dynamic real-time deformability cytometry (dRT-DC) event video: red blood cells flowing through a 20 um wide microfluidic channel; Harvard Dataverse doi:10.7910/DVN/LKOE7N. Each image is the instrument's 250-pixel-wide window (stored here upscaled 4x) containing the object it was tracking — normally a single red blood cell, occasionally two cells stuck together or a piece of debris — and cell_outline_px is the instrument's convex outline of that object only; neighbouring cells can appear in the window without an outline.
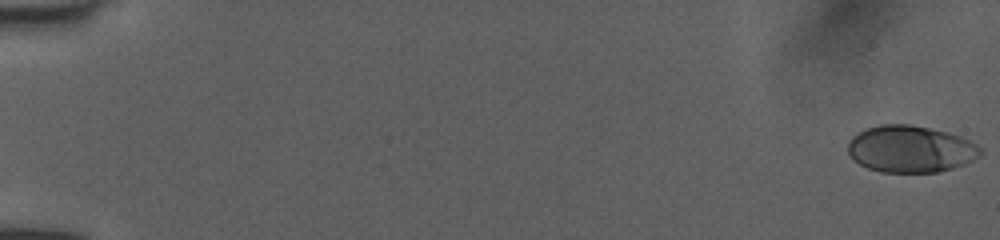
{"species": "human", "species_latin": "Homo sapiens", "temperature_condition": "room temperature", "stored_images_in_passage": 12, "camera_frame_rate_fps": 3000, "um_per_image_px": 0.085, "donor": {"sex": "female"}, "frame": {"image": 1, "passage_image": 1, "time_ms": 0.0, "image_size_px": [1000, 240], "cell_outline_px": [[980, 156], [964, 164], [952, 168], [936, 172], [880, 172], [868, 168], [860, 164], [848, 152], [848, 144], [852, 136], [868, 128], [880, 124], [912, 124], [948, 132], [960, 136], [976, 144], [980, 148]], "centroid_in_image_um": [77.39, 12.66], "position_along_channel_um": 7.6, "area_um2": 35.95}}